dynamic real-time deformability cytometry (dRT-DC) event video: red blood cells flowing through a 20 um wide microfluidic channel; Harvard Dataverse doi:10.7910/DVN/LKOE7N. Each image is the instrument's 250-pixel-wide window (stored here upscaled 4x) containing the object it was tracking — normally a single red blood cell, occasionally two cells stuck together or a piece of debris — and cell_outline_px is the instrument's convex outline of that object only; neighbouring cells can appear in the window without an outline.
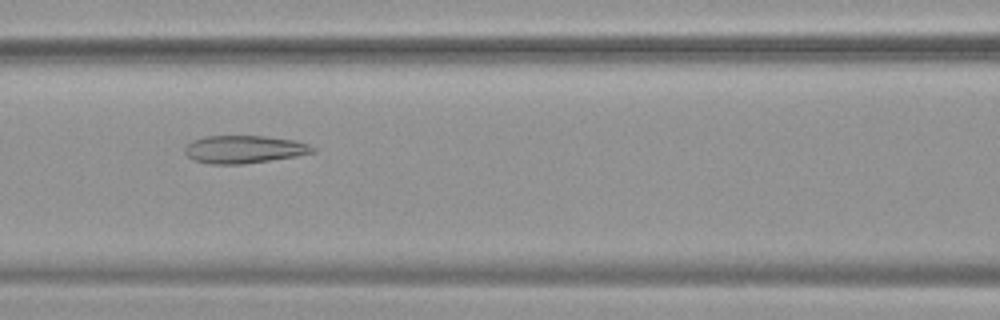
{"species": "common noctule bat (a hibernating species)", "species_latin": "Nyctalus noctula", "temperature_condition": "warm", "stored_images_in_passage": 54, "camera_frame_rate_fps": 3000, "um_per_image_px": 0.085, "animal": {"sex": "female", "body_mass_g": 19.9}, "frame": {"image": 1, "passage_image": 24, "time_ms": 7.667, "image_size_px": [1000, 320], "cell_outline_px": [[316, 152], [296, 156], [244, 164], [208, 164], [192, 160], [184, 152], [184, 148], [192, 140], [204, 136], [264, 136], [296, 140], [308, 144], [316, 148]], "centroid_in_image_um": [20.74, 12.69], "position_along_channel_um": 145.9, "area_um2": 20.87}}
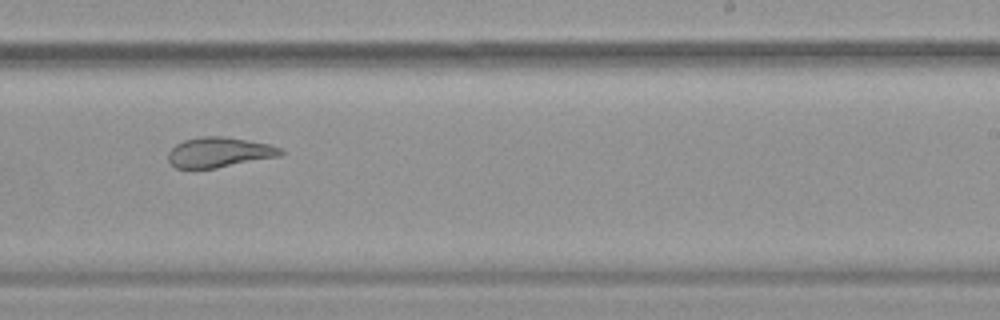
{"frame": {"image": 2, "passage_image": 34, "time_ms": 11.0, "image_size_px": [1000, 320], "cell_outline_px": [[284, 152], [280, 156], [216, 168], [176, 168], [168, 160], [168, 152], [176, 144], [184, 140], [204, 136], [224, 136], [248, 140], [268, 144], [280, 148]], "centroid_in_image_um": [18.63, 12.94], "position_along_channel_um": 270.4, "area_um2": 19.59}}
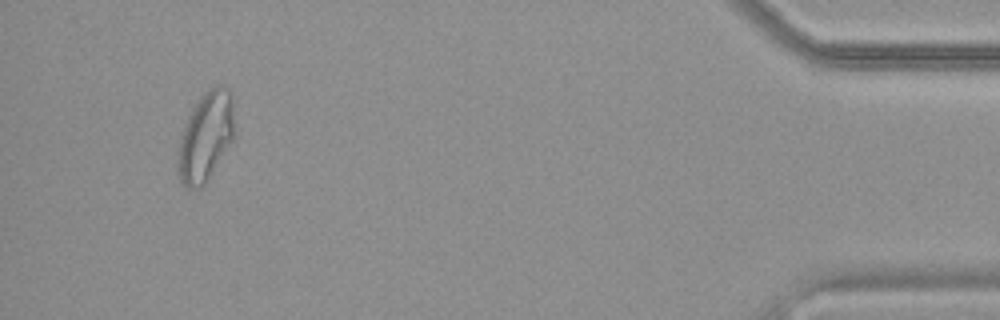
{"frame": {"image": 3, "passage_image": 51, "time_ms": 16.667, "image_size_px": [1000, 320], "cell_outline_px": [[236, 136], [204, 184], [200, 188], [188, 188], [180, 184], [176, 172], [176, 152], [180, 136], [184, 124], [196, 100], [208, 88], [216, 84], [224, 84], [228, 88], [232, 96], [236, 132]], "centroid_in_image_um": [17.47, 11.59], "position_along_channel_um": 417.7, "area_um2": 30.52}, "authors_computed_cell_mechanics": {"area_um2": 26.7903, "velocity_mm_per_s": 3.7571, "shape_relaxation_time_tau1_ms": null, "shape_relaxation_time_tau2_ms": 1.751, "deformation_change_tau1": null, "deformation_change_tau2": 0.0967}}